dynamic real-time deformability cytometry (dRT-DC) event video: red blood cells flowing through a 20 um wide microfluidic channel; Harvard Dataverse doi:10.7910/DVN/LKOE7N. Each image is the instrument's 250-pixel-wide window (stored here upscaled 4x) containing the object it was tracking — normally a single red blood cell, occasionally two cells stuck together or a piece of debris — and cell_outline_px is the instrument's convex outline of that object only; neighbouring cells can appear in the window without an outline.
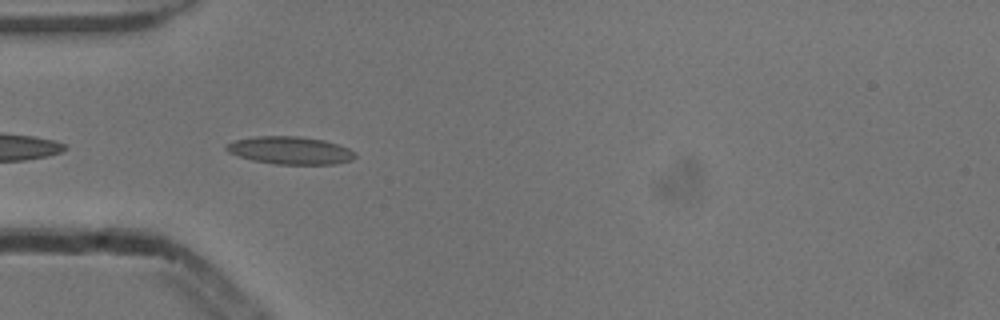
{"species": "common noctule bat (a hibernating species)", "species_latin": "Nyctalus noctula", "temperature_condition": "cold", "stored_images_in_passage": 33, "camera_frame_rate_fps": 3000, "um_per_image_px": 0.085, "animal": {"sex": "male", "body_mass_g": 13.3}, "frame": {"image": 1, "passage_image": 2, "time_ms": 0.333, "image_size_px": [1000, 320], "cell_outline_px": [[356, 156], [352, 160], [336, 164], [276, 164], [252, 160], [228, 152], [224, 148], [228, 144], [236, 140], [256, 136], [300, 136], [324, 140], [348, 148]], "centroid_in_image_um": [24.66, 12.78], "position_along_channel_um": 60.3, "area_um2": 20.58}}
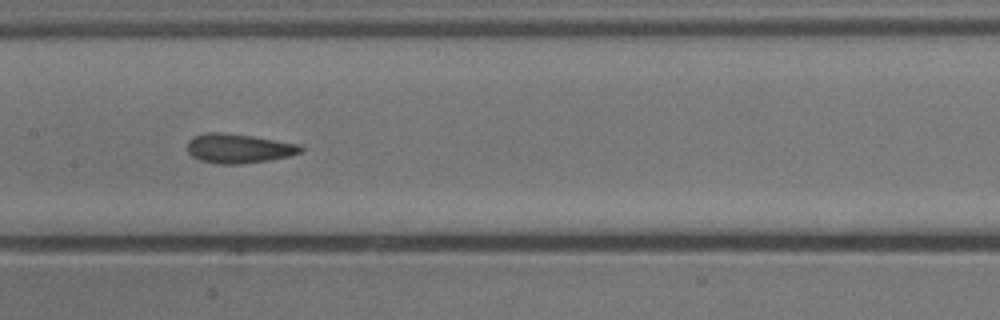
{"frame": {"image": 2, "passage_image": 12, "time_ms": 3.667, "image_size_px": [1000, 320], "cell_outline_px": [[304, 148], [300, 152], [288, 156], [268, 160], [240, 164], [216, 164], [200, 160], [192, 156], [188, 152], [188, 140], [192, 136], [204, 132], [220, 132], [252, 136], [296, 144]], "centroid_in_image_um": [20.21, 12.61], "position_along_channel_um": 187.2, "area_um2": 19.25}}
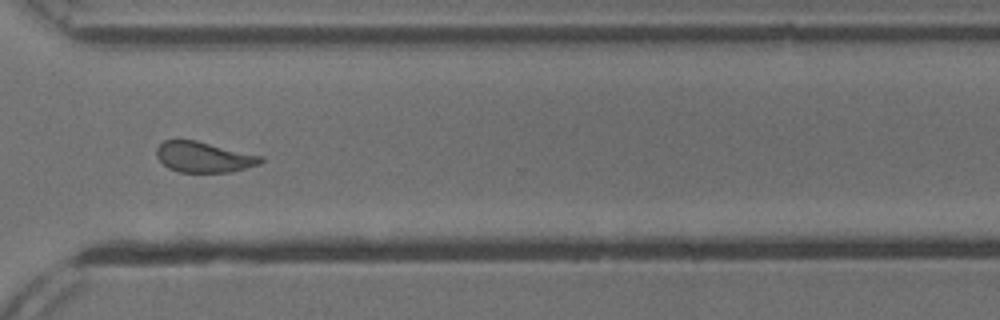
{"frame": {"image": 3, "passage_image": 25, "time_ms": 8.0, "image_size_px": [1000, 320], "cell_outline_px": [[264, 160], [260, 164], [228, 172], [180, 172], [168, 168], [156, 156], [156, 148], [164, 140], [196, 140], [264, 156]], "centroid_in_image_um": [17.33, 13.34], "position_along_channel_um": 353.3, "area_um2": 18.55}, "authors_computed_cell_mechanics": {"area_um2": 19.3052, "velocity_mm_per_s": 3.8429, "shape_relaxation_time_tau1_ms": 10.1644, "shape_relaxation_time_tau2_ms": 1.5566, "deformation_change_tau1": 0.1647, "deformation_change_tau2": 0.0626}}